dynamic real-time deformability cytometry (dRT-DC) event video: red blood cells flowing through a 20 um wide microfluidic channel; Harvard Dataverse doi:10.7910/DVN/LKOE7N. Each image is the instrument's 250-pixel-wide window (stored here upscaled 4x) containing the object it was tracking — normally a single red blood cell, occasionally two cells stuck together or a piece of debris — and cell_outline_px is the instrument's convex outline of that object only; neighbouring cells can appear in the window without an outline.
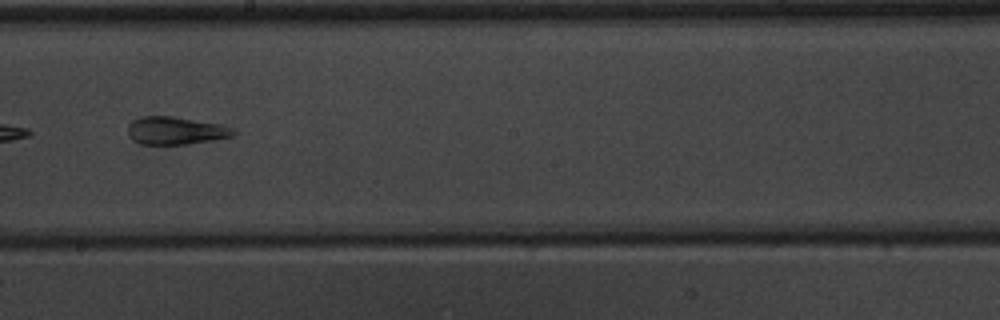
{"species": "common noctule bat (a hibernating species)", "species_latin": "Nyctalus noctula", "temperature_condition": "warm", "stored_images_in_passage": 10, "camera_frame_rate_fps": 3000, "um_per_image_px": 0.085, "animal": {"sex": "male", "body_mass_g": 20.1, "forearm_length_mm": 53.5}, "frame": {"image": 1, "passage_image": 5, "time_ms": 4.667, "image_size_px": [1000, 320], "cell_outline_px": [[240, 132], [232, 136], [212, 140], [188, 144], [140, 144], [132, 140], [128, 136], [128, 124], [132, 120], [140, 116], [172, 116], [220, 124], [236, 128]], "centroid_in_image_um": [14.94, 11.1], "position_along_channel_um": 233.3, "area_um2": 17.34}}
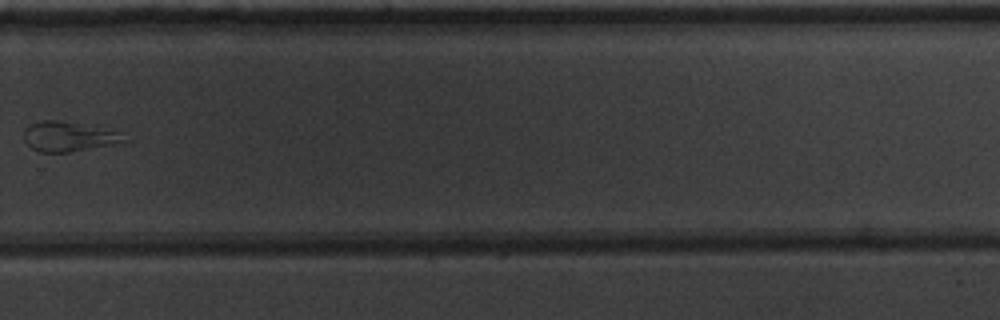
{"frame": {"image": 2, "passage_image": 7, "time_ms": 7.0, "image_size_px": [1000, 320], "cell_outline_px": [[128, 140], [112, 144], [68, 152], [40, 152], [32, 148], [24, 140], [24, 128], [28, 124], [40, 120], [56, 120], [120, 132]], "centroid_in_image_um": [5.75, 11.6], "position_along_channel_um": 324.1, "area_um2": 16.99}}
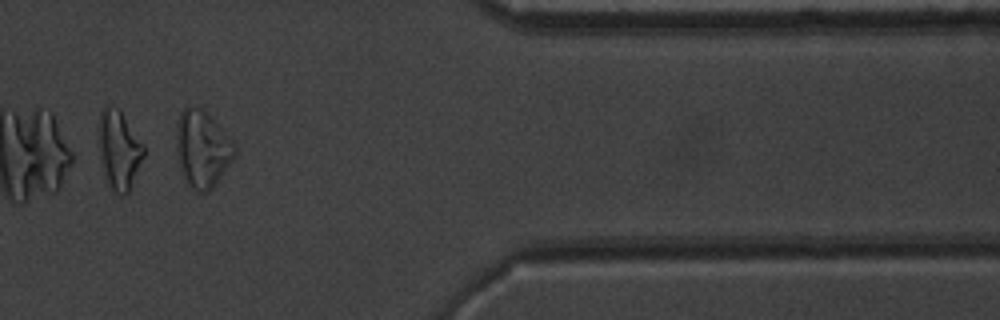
{"frame": {"image": 3, "passage_image": 9, "time_ms": 9.333, "image_size_px": [1000, 320], "cell_outline_px": [[236, 152], [216, 184], [208, 192], [196, 192], [184, 180], [180, 172], [176, 152], [176, 132], [180, 112], [188, 104], [192, 104], [200, 108], [236, 144]], "centroid_in_image_um": [17.15, 12.68], "position_along_channel_um": 394.2, "area_um2": 26.01}, "authors_computed_cell_mechanics": {"area_um2": 17.8313, "velocity_mm_per_s": 3.8913, "shape_relaxation_time_tau1_ms": 5.184, "shape_relaxation_time_tau2_ms": 0.0544, "deformation_change_tau1": 0.1812, "deformation_change_tau2": 0.0661}}